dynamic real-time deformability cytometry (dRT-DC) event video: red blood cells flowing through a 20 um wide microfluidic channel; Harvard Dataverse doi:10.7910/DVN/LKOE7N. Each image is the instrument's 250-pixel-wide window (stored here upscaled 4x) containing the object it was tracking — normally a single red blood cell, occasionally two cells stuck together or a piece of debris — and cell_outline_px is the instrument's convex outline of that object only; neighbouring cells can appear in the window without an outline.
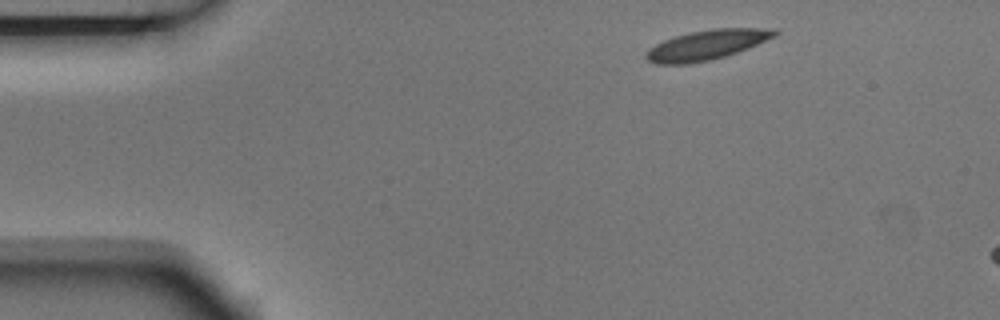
{"species": "Egyptian fruit bat (a non-hibernating species)", "species_latin": "Rousettus aegyptiacus", "temperature_condition": "room temperature", "stored_images_in_passage": 3, "camera_frame_rate_fps": 3000, "um_per_image_px": 0.085, "animal": {"sex": "male"}, "frame": {"image": 1, "passage_image": 1, "time_ms": 0.0, "image_size_px": [1000, 320], "cell_outline_px": [[780, 32], [776, 36], [748, 48], [724, 56], [708, 60], [688, 64], [656, 64], [648, 60], [644, 56], [648, 48], [664, 40], [676, 36], [692, 32], [712, 28], [776, 28]], "centroid_in_image_um": [60.09, 3.81], "position_along_channel_um": 24.9, "area_um2": 22.25}}